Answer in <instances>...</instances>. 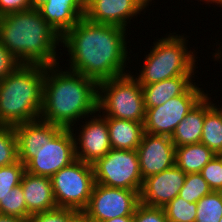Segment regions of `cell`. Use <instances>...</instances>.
Returning <instances> with one entry per match:
<instances>
[{
	"label": "cell",
	"mask_w": 222,
	"mask_h": 222,
	"mask_svg": "<svg viewBox=\"0 0 222 222\" xmlns=\"http://www.w3.org/2000/svg\"><path fill=\"white\" fill-rule=\"evenodd\" d=\"M126 30L81 18L60 42L69 53V70L97 83L127 74Z\"/></svg>",
	"instance_id": "obj_1"
},
{
	"label": "cell",
	"mask_w": 222,
	"mask_h": 222,
	"mask_svg": "<svg viewBox=\"0 0 222 222\" xmlns=\"http://www.w3.org/2000/svg\"><path fill=\"white\" fill-rule=\"evenodd\" d=\"M59 66H45L40 119L72 128L79 119L94 113L97 116L98 83L78 72L62 71Z\"/></svg>",
	"instance_id": "obj_2"
},
{
	"label": "cell",
	"mask_w": 222,
	"mask_h": 222,
	"mask_svg": "<svg viewBox=\"0 0 222 222\" xmlns=\"http://www.w3.org/2000/svg\"><path fill=\"white\" fill-rule=\"evenodd\" d=\"M0 42L21 64H58L56 51L61 37L37 9L1 16Z\"/></svg>",
	"instance_id": "obj_3"
},
{
	"label": "cell",
	"mask_w": 222,
	"mask_h": 222,
	"mask_svg": "<svg viewBox=\"0 0 222 222\" xmlns=\"http://www.w3.org/2000/svg\"><path fill=\"white\" fill-rule=\"evenodd\" d=\"M45 66L20 64L0 82V126L40 119Z\"/></svg>",
	"instance_id": "obj_4"
},
{
	"label": "cell",
	"mask_w": 222,
	"mask_h": 222,
	"mask_svg": "<svg viewBox=\"0 0 222 222\" xmlns=\"http://www.w3.org/2000/svg\"><path fill=\"white\" fill-rule=\"evenodd\" d=\"M186 39L184 35L170 33L154 43L136 77L139 84L144 86L177 76L194 75L196 56L194 51H188Z\"/></svg>",
	"instance_id": "obj_5"
},
{
	"label": "cell",
	"mask_w": 222,
	"mask_h": 222,
	"mask_svg": "<svg viewBox=\"0 0 222 222\" xmlns=\"http://www.w3.org/2000/svg\"><path fill=\"white\" fill-rule=\"evenodd\" d=\"M131 75L129 72L98 83V112H103V117L145 122L142 86Z\"/></svg>",
	"instance_id": "obj_6"
},
{
	"label": "cell",
	"mask_w": 222,
	"mask_h": 222,
	"mask_svg": "<svg viewBox=\"0 0 222 222\" xmlns=\"http://www.w3.org/2000/svg\"><path fill=\"white\" fill-rule=\"evenodd\" d=\"M73 128H63L42 120V145L26 165L25 171L52 177L76 160Z\"/></svg>",
	"instance_id": "obj_7"
},
{
	"label": "cell",
	"mask_w": 222,
	"mask_h": 222,
	"mask_svg": "<svg viewBox=\"0 0 222 222\" xmlns=\"http://www.w3.org/2000/svg\"><path fill=\"white\" fill-rule=\"evenodd\" d=\"M57 207L80 214L87 208L95 185L92 164L76 159L51 177Z\"/></svg>",
	"instance_id": "obj_8"
},
{
	"label": "cell",
	"mask_w": 222,
	"mask_h": 222,
	"mask_svg": "<svg viewBox=\"0 0 222 222\" xmlns=\"http://www.w3.org/2000/svg\"><path fill=\"white\" fill-rule=\"evenodd\" d=\"M92 166L95 183L140 193L143 179L136 150L111 149Z\"/></svg>",
	"instance_id": "obj_9"
},
{
	"label": "cell",
	"mask_w": 222,
	"mask_h": 222,
	"mask_svg": "<svg viewBox=\"0 0 222 222\" xmlns=\"http://www.w3.org/2000/svg\"><path fill=\"white\" fill-rule=\"evenodd\" d=\"M193 83L182 95L164 104L145 108L144 132L171 137L189 111L207 94Z\"/></svg>",
	"instance_id": "obj_10"
},
{
	"label": "cell",
	"mask_w": 222,
	"mask_h": 222,
	"mask_svg": "<svg viewBox=\"0 0 222 222\" xmlns=\"http://www.w3.org/2000/svg\"><path fill=\"white\" fill-rule=\"evenodd\" d=\"M140 203L138 191L95 183L87 208L81 213L89 222L134 216Z\"/></svg>",
	"instance_id": "obj_11"
},
{
	"label": "cell",
	"mask_w": 222,
	"mask_h": 222,
	"mask_svg": "<svg viewBox=\"0 0 222 222\" xmlns=\"http://www.w3.org/2000/svg\"><path fill=\"white\" fill-rule=\"evenodd\" d=\"M151 1L85 0L84 17L94 23L115 25L127 29L132 17L140 14Z\"/></svg>",
	"instance_id": "obj_12"
},
{
	"label": "cell",
	"mask_w": 222,
	"mask_h": 222,
	"mask_svg": "<svg viewBox=\"0 0 222 222\" xmlns=\"http://www.w3.org/2000/svg\"><path fill=\"white\" fill-rule=\"evenodd\" d=\"M136 151L143 180L175 165V145L169 136L144 132Z\"/></svg>",
	"instance_id": "obj_13"
},
{
	"label": "cell",
	"mask_w": 222,
	"mask_h": 222,
	"mask_svg": "<svg viewBox=\"0 0 222 222\" xmlns=\"http://www.w3.org/2000/svg\"><path fill=\"white\" fill-rule=\"evenodd\" d=\"M186 174L174 166L143 180L140 190V202L154 207L164 208L179 195L184 185Z\"/></svg>",
	"instance_id": "obj_14"
},
{
	"label": "cell",
	"mask_w": 222,
	"mask_h": 222,
	"mask_svg": "<svg viewBox=\"0 0 222 222\" xmlns=\"http://www.w3.org/2000/svg\"><path fill=\"white\" fill-rule=\"evenodd\" d=\"M99 114L90 116V120L81 125L78 138H74L76 159L89 164H94L112 149L107 120Z\"/></svg>",
	"instance_id": "obj_15"
},
{
	"label": "cell",
	"mask_w": 222,
	"mask_h": 222,
	"mask_svg": "<svg viewBox=\"0 0 222 222\" xmlns=\"http://www.w3.org/2000/svg\"><path fill=\"white\" fill-rule=\"evenodd\" d=\"M41 16L61 38L85 15V0H48Z\"/></svg>",
	"instance_id": "obj_16"
},
{
	"label": "cell",
	"mask_w": 222,
	"mask_h": 222,
	"mask_svg": "<svg viewBox=\"0 0 222 222\" xmlns=\"http://www.w3.org/2000/svg\"><path fill=\"white\" fill-rule=\"evenodd\" d=\"M20 184L26 207L29 211V217L36 213L57 208L50 177L25 171Z\"/></svg>",
	"instance_id": "obj_17"
},
{
	"label": "cell",
	"mask_w": 222,
	"mask_h": 222,
	"mask_svg": "<svg viewBox=\"0 0 222 222\" xmlns=\"http://www.w3.org/2000/svg\"><path fill=\"white\" fill-rule=\"evenodd\" d=\"M194 76H177L142 86L144 107L153 108L182 95L192 84Z\"/></svg>",
	"instance_id": "obj_18"
},
{
	"label": "cell",
	"mask_w": 222,
	"mask_h": 222,
	"mask_svg": "<svg viewBox=\"0 0 222 222\" xmlns=\"http://www.w3.org/2000/svg\"><path fill=\"white\" fill-rule=\"evenodd\" d=\"M107 120L112 149L136 150L144 134V123L119 118L104 117Z\"/></svg>",
	"instance_id": "obj_19"
},
{
	"label": "cell",
	"mask_w": 222,
	"mask_h": 222,
	"mask_svg": "<svg viewBox=\"0 0 222 222\" xmlns=\"http://www.w3.org/2000/svg\"><path fill=\"white\" fill-rule=\"evenodd\" d=\"M204 125V97L189 111L175 128L172 136L175 147L201 142Z\"/></svg>",
	"instance_id": "obj_20"
},
{
	"label": "cell",
	"mask_w": 222,
	"mask_h": 222,
	"mask_svg": "<svg viewBox=\"0 0 222 222\" xmlns=\"http://www.w3.org/2000/svg\"><path fill=\"white\" fill-rule=\"evenodd\" d=\"M201 143L216 155H222V110L211 102L208 94L204 96V125Z\"/></svg>",
	"instance_id": "obj_21"
},
{
	"label": "cell",
	"mask_w": 222,
	"mask_h": 222,
	"mask_svg": "<svg viewBox=\"0 0 222 222\" xmlns=\"http://www.w3.org/2000/svg\"><path fill=\"white\" fill-rule=\"evenodd\" d=\"M13 128L17 137L18 160L26 165L42 145V120L21 123Z\"/></svg>",
	"instance_id": "obj_22"
},
{
	"label": "cell",
	"mask_w": 222,
	"mask_h": 222,
	"mask_svg": "<svg viewBox=\"0 0 222 222\" xmlns=\"http://www.w3.org/2000/svg\"><path fill=\"white\" fill-rule=\"evenodd\" d=\"M206 145L194 143L175 147V164L185 173H200L202 168L215 156Z\"/></svg>",
	"instance_id": "obj_23"
},
{
	"label": "cell",
	"mask_w": 222,
	"mask_h": 222,
	"mask_svg": "<svg viewBox=\"0 0 222 222\" xmlns=\"http://www.w3.org/2000/svg\"><path fill=\"white\" fill-rule=\"evenodd\" d=\"M222 217V192L212 191L197 202L195 222H219Z\"/></svg>",
	"instance_id": "obj_24"
},
{
	"label": "cell",
	"mask_w": 222,
	"mask_h": 222,
	"mask_svg": "<svg viewBox=\"0 0 222 222\" xmlns=\"http://www.w3.org/2000/svg\"><path fill=\"white\" fill-rule=\"evenodd\" d=\"M211 192V188L200 173H188L178 196L186 202L197 203L202 197Z\"/></svg>",
	"instance_id": "obj_25"
},
{
	"label": "cell",
	"mask_w": 222,
	"mask_h": 222,
	"mask_svg": "<svg viewBox=\"0 0 222 222\" xmlns=\"http://www.w3.org/2000/svg\"><path fill=\"white\" fill-rule=\"evenodd\" d=\"M166 218L173 222H195L197 215V203L186 202L176 196L164 208Z\"/></svg>",
	"instance_id": "obj_26"
},
{
	"label": "cell",
	"mask_w": 222,
	"mask_h": 222,
	"mask_svg": "<svg viewBox=\"0 0 222 222\" xmlns=\"http://www.w3.org/2000/svg\"><path fill=\"white\" fill-rule=\"evenodd\" d=\"M0 214L29 219L21 184L14 187L9 194L0 201Z\"/></svg>",
	"instance_id": "obj_27"
},
{
	"label": "cell",
	"mask_w": 222,
	"mask_h": 222,
	"mask_svg": "<svg viewBox=\"0 0 222 222\" xmlns=\"http://www.w3.org/2000/svg\"><path fill=\"white\" fill-rule=\"evenodd\" d=\"M18 161L17 137L13 126H0V167Z\"/></svg>",
	"instance_id": "obj_28"
},
{
	"label": "cell",
	"mask_w": 222,
	"mask_h": 222,
	"mask_svg": "<svg viewBox=\"0 0 222 222\" xmlns=\"http://www.w3.org/2000/svg\"><path fill=\"white\" fill-rule=\"evenodd\" d=\"M24 172L25 165L19 160L11 165L0 167V201L14 187L20 185Z\"/></svg>",
	"instance_id": "obj_29"
},
{
	"label": "cell",
	"mask_w": 222,
	"mask_h": 222,
	"mask_svg": "<svg viewBox=\"0 0 222 222\" xmlns=\"http://www.w3.org/2000/svg\"><path fill=\"white\" fill-rule=\"evenodd\" d=\"M212 191L222 192V155H215L201 170Z\"/></svg>",
	"instance_id": "obj_30"
},
{
	"label": "cell",
	"mask_w": 222,
	"mask_h": 222,
	"mask_svg": "<svg viewBox=\"0 0 222 222\" xmlns=\"http://www.w3.org/2000/svg\"><path fill=\"white\" fill-rule=\"evenodd\" d=\"M79 215L80 213L74 209L57 207L31 215L28 222H73Z\"/></svg>",
	"instance_id": "obj_31"
},
{
	"label": "cell",
	"mask_w": 222,
	"mask_h": 222,
	"mask_svg": "<svg viewBox=\"0 0 222 222\" xmlns=\"http://www.w3.org/2000/svg\"><path fill=\"white\" fill-rule=\"evenodd\" d=\"M166 214L163 208L148 206L139 203L134 216L133 222H167Z\"/></svg>",
	"instance_id": "obj_32"
},
{
	"label": "cell",
	"mask_w": 222,
	"mask_h": 222,
	"mask_svg": "<svg viewBox=\"0 0 222 222\" xmlns=\"http://www.w3.org/2000/svg\"><path fill=\"white\" fill-rule=\"evenodd\" d=\"M20 64L21 63L0 42V82Z\"/></svg>",
	"instance_id": "obj_33"
},
{
	"label": "cell",
	"mask_w": 222,
	"mask_h": 222,
	"mask_svg": "<svg viewBox=\"0 0 222 222\" xmlns=\"http://www.w3.org/2000/svg\"><path fill=\"white\" fill-rule=\"evenodd\" d=\"M31 9V0H0V17Z\"/></svg>",
	"instance_id": "obj_34"
},
{
	"label": "cell",
	"mask_w": 222,
	"mask_h": 222,
	"mask_svg": "<svg viewBox=\"0 0 222 222\" xmlns=\"http://www.w3.org/2000/svg\"><path fill=\"white\" fill-rule=\"evenodd\" d=\"M0 222H28L26 219H22L16 216L2 215L0 214Z\"/></svg>",
	"instance_id": "obj_35"
},
{
	"label": "cell",
	"mask_w": 222,
	"mask_h": 222,
	"mask_svg": "<svg viewBox=\"0 0 222 222\" xmlns=\"http://www.w3.org/2000/svg\"><path fill=\"white\" fill-rule=\"evenodd\" d=\"M102 222H133V216H122L113 219H109Z\"/></svg>",
	"instance_id": "obj_36"
},
{
	"label": "cell",
	"mask_w": 222,
	"mask_h": 222,
	"mask_svg": "<svg viewBox=\"0 0 222 222\" xmlns=\"http://www.w3.org/2000/svg\"><path fill=\"white\" fill-rule=\"evenodd\" d=\"M48 0H31V9H39Z\"/></svg>",
	"instance_id": "obj_37"
},
{
	"label": "cell",
	"mask_w": 222,
	"mask_h": 222,
	"mask_svg": "<svg viewBox=\"0 0 222 222\" xmlns=\"http://www.w3.org/2000/svg\"><path fill=\"white\" fill-rule=\"evenodd\" d=\"M73 222H89L82 214H80Z\"/></svg>",
	"instance_id": "obj_38"
},
{
	"label": "cell",
	"mask_w": 222,
	"mask_h": 222,
	"mask_svg": "<svg viewBox=\"0 0 222 222\" xmlns=\"http://www.w3.org/2000/svg\"><path fill=\"white\" fill-rule=\"evenodd\" d=\"M200 1H205V3H216L218 0H200Z\"/></svg>",
	"instance_id": "obj_39"
},
{
	"label": "cell",
	"mask_w": 222,
	"mask_h": 222,
	"mask_svg": "<svg viewBox=\"0 0 222 222\" xmlns=\"http://www.w3.org/2000/svg\"><path fill=\"white\" fill-rule=\"evenodd\" d=\"M215 4H218V7H222V0H218Z\"/></svg>",
	"instance_id": "obj_40"
}]
</instances>
